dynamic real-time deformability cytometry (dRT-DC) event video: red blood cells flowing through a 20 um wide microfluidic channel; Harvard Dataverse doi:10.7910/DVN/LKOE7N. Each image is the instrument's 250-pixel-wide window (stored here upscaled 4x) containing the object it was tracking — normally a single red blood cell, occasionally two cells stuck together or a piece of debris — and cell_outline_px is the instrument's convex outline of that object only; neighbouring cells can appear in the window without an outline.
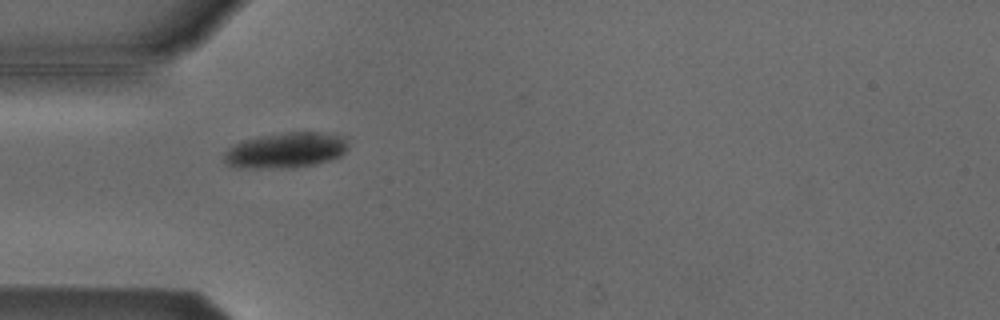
{"species": "Egyptian fruit bat (a non-hibernating species)", "species_latin": "Rousettus aegyptiacus", "temperature_condition": "cold", "stored_images_in_passage": 9, "camera_frame_rate_fps": 3000, "um_per_image_px": 0.085, "animal": {"sex": "male"}, "frame": {"image": 1, "passage_image": 3, "time_ms": 0.667, "image_size_px": [1000, 320], "cell_outline_px": [[348, 148], [340, 156], [332, 160], [312, 164], [288, 168], [240, 168], [228, 164], [224, 160], [224, 152], [228, 148], [244, 140], [260, 136], [288, 132], [332, 132], [344, 136], [348, 144]], "centroid_in_image_um": [24.34, 12.76], "position_along_channel_um": 60.7, "area_um2": 25.78}}
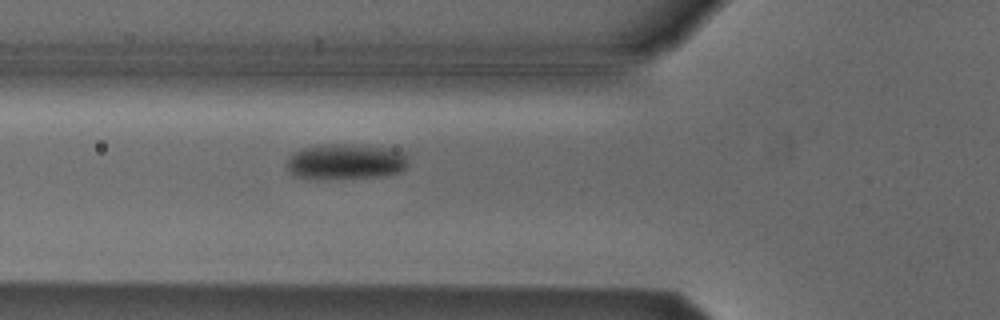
{"frame": {"image": 2, "passage_image": 6, "time_ms": 1.667, "image_size_px": [1000, 320], "cell_outline_px": [[408, 164], [400, 172], [380, 176], [316, 180], [296, 176], [288, 168], [288, 156], [292, 152], [316, 144], [360, 144], [392, 148], [408, 152]], "centroid_in_image_um": [29.42, 13.72], "position_along_channel_um": 96.4, "area_um2": 25.84}}